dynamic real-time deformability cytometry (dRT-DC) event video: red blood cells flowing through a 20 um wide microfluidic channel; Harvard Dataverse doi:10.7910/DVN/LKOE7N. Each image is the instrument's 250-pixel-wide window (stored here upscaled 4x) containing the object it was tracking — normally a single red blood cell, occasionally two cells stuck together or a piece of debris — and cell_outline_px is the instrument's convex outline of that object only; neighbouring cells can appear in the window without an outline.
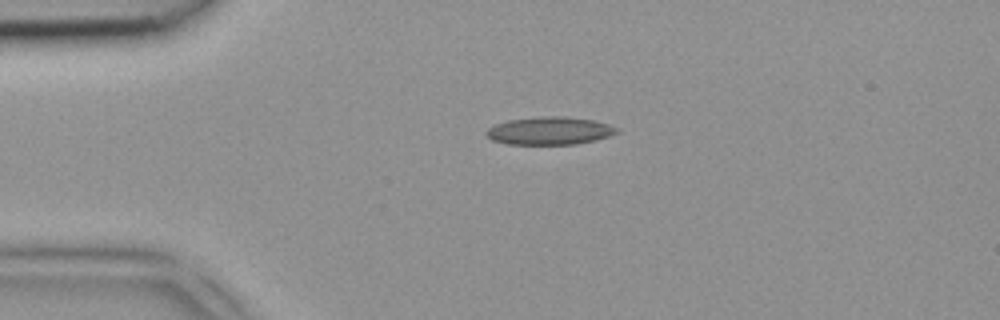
{"species": "common noctule bat (a hibernating species)", "species_latin": "Nyctalus noctula", "temperature_condition": "room temperature", "stored_images_in_passage": 3, "camera_frame_rate_fps": 3000, "um_per_image_px": 0.085, "animal": {"sex": "female", "body_mass_g": 18.4}, "frame": {"image": 1, "passage_image": 2, "time_ms": 0.333, "image_size_px": [1000, 320], "cell_outline_px": [[620, 132], [596, 140], [576, 144], [508, 144], [492, 140], [484, 132], [488, 128], [496, 124], [508, 120], [540, 116], [568, 116], [592, 120], [608, 124], [620, 128]], "centroid_in_image_um": [46.74, 11.11], "position_along_channel_um": 38.3, "area_um2": 21.27}}